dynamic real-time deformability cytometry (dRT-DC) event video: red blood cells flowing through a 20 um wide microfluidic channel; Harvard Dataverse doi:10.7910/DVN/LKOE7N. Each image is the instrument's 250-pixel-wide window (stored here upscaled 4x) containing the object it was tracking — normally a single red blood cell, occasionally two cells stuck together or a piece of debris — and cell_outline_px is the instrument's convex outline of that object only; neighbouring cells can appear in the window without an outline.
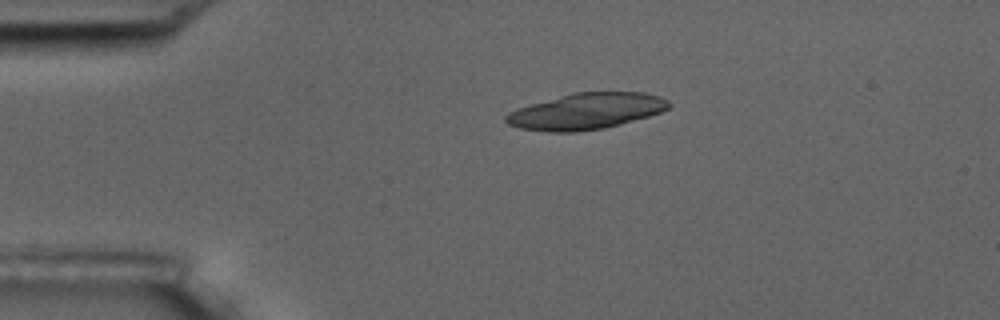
{"species": "common noctule bat (a hibernating species)", "species_latin": "Nyctalus noctula", "temperature_condition": "room temperature", "stored_images_in_passage": 2, "camera_frame_rate_fps": 3000, "um_per_image_px": 0.085, "animal": {"sex": "male", "body_mass_g": 17.5, "forearm_length_mm": 52.3}, "frame": {"image": 1, "passage_image": 1, "time_ms": 0.0, "image_size_px": [1000, 320], "cell_outline_px": [[672, 104], [668, 108], [660, 112], [648, 116], [620, 124], [604, 128], [576, 132], [548, 132], [520, 128], [508, 124], [504, 120], [504, 116], [508, 112], [516, 108], [572, 92], [644, 92], [660, 96], [668, 100]], "centroid_in_image_um": [49.8, 9.45], "position_along_channel_um": 35.2, "area_um2": 34.45}}